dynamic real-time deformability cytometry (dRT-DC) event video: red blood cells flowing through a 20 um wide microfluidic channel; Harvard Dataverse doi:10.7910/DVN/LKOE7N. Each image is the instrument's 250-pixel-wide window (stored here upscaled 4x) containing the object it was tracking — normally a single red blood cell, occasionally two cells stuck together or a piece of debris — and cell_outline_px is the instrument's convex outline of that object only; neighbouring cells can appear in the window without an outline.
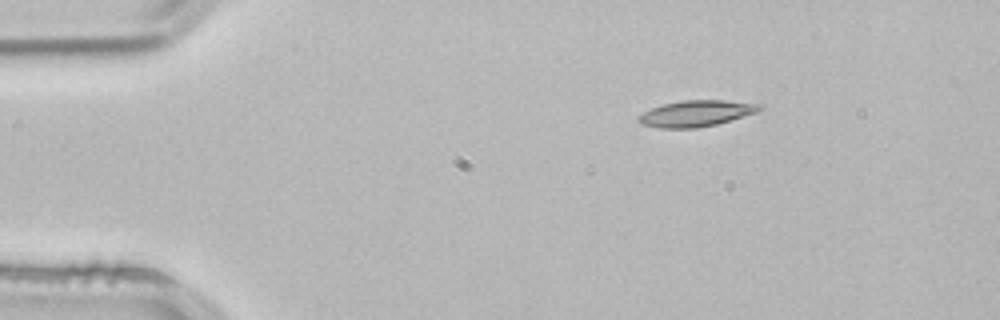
{"species": "common noctule bat (a hibernating species)", "species_latin": "Nyctalus noctula", "temperature_condition": "room temperature", "stored_images_in_passage": 9, "camera_frame_rate_fps": 3000, "um_per_image_px": 0.085, "animal": {"sex": "male", "body_mass_g": 21.5, "forearm_length_mm": 52.0}, "frame": {"image": 1, "passage_image": 1, "time_ms": 0.0, "image_size_px": [1000, 320], "cell_outline_px": [[764, 104], [756, 112], [716, 124], [696, 128], [660, 128], [640, 124], [636, 120], [636, 116], [652, 108], [664, 104], [680, 100], [724, 100]], "centroid_in_image_um": [59.12, 9.64], "position_along_channel_um": 25.9, "area_um2": 18.38}}
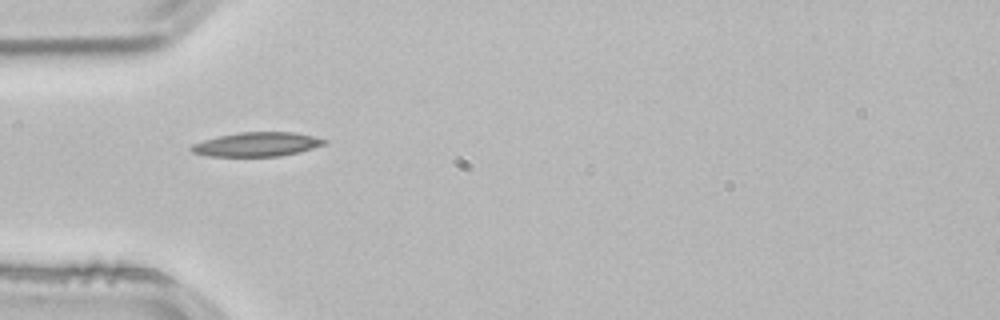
{"frame": {"image": 2, "passage_image": 9, "time_ms": 2.667, "image_size_px": [1000, 320], "cell_outline_px": [[328, 144], [300, 152], [280, 156], [208, 156], [192, 152], [188, 148], [192, 144], [204, 140], [220, 136], [240, 132], [296, 132], [328, 140]], "centroid_in_image_um": [21.88, 12.27], "position_along_channel_um": 63.1, "area_um2": 18.79}}